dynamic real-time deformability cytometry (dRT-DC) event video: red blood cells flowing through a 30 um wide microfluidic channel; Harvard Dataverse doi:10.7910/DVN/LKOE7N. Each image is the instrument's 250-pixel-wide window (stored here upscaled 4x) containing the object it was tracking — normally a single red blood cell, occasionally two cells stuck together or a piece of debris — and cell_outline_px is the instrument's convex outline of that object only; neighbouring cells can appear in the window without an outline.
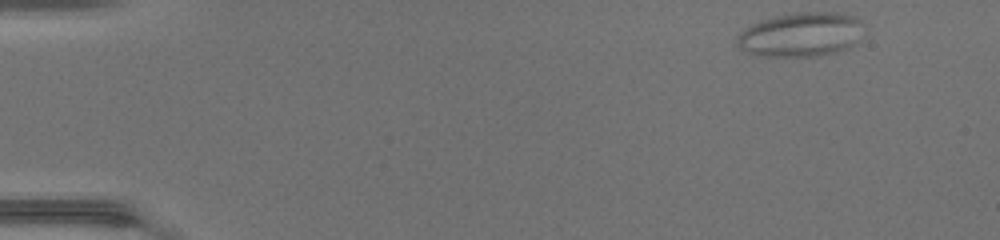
{"species": "common noctule bat (a hibernating species)", "species_latin": "Nyctalus noctula", "temperature_condition": "warm", "stored_images_in_passage": 44, "camera_frame_rate_fps": 3000, "um_per_image_px": 0.085, "animal": {"sex": "female", "body_mass_g": 17.0, "forearm_length_mm": 48.0}, "frame": {"image": 1, "passage_image": 1, "time_ms": 0.0, "image_size_px": [1000, 240], "cell_outline_px": [[860, 20], [856, 44], [836, 52], [816, 56], [756, 56], [740, 48], [736, 44], [736, 36], [740, 32], [752, 24], [760, 20], [776, 16], [796, 12], [836, 12], [856, 16]], "centroid_in_image_um": [68.01, 2.94], "position_along_channel_um": 17.0, "area_um2": 32.48}}
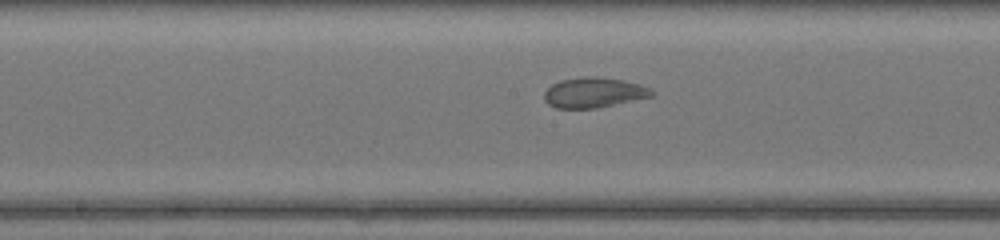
{"frame": {"image": 2, "passage_image": 22, "time_ms": 7.0, "image_size_px": [1000, 240], "cell_outline_px": [[656, 92], [652, 96], [596, 108], [556, 108], [548, 104], [544, 100], [544, 92], [552, 84], [560, 80], [584, 76], [596, 76], [624, 80], [640, 84], [652, 88]], "centroid_in_image_um": [50.48, 7.85], "position_along_channel_um": 197.7, "area_um2": 19.02}}
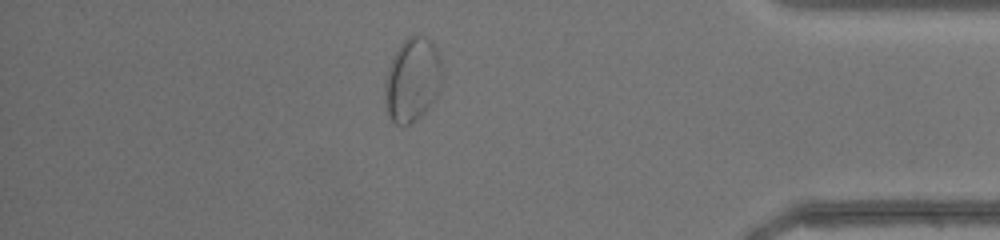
{"frame": {"image": 3, "passage_image": 38, "time_ms": 12.333, "image_size_px": [1000, 240], "cell_outline_px": [[440, 88], [436, 96], [428, 108], [412, 124], [396, 124], [388, 116], [384, 100], [384, 84], [388, 68], [392, 56], [404, 40], [408, 36], [420, 32], [436, 48], [440, 60]], "centroid_in_image_um": [35.01, 6.77], "position_along_channel_um": 400.2, "area_um2": 27.98}}